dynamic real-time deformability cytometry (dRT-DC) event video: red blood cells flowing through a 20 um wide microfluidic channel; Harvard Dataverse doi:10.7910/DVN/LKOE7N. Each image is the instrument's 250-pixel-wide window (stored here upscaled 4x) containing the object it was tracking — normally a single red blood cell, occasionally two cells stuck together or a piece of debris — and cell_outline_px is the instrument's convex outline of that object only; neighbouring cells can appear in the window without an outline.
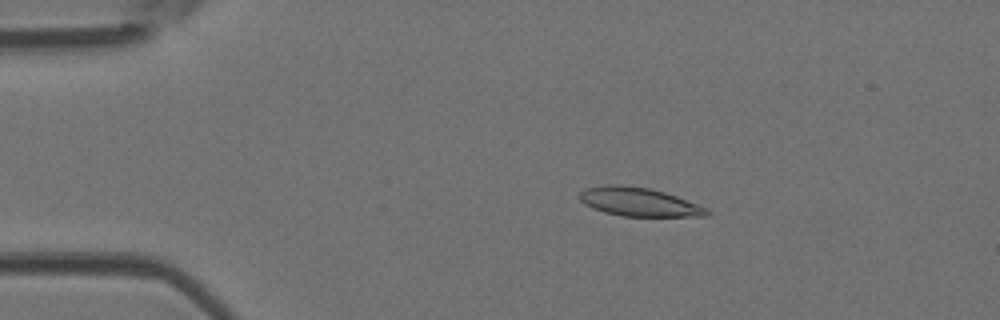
{"species": "Egyptian fruit bat (a non-hibernating species)", "species_latin": "Rousettus aegyptiacus", "temperature_condition": "room temperature", "stored_images_in_passage": 4, "camera_frame_rate_fps": 3000, "um_per_image_px": 0.085, "animal": {"sex": "female"}, "frame": {"image": 1, "passage_image": 2, "time_ms": 0.333, "image_size_px": [1000, 320], "cell_outline_px": [[712, 212], [708, 216], [620, 216], [604, 212], [592, 208], [584, 204], [580, 200], [580, 192], [588, 188], [604, 184], [620, 184], [648, 188], [664, 192], [676, 196], [708, 208]], "centroid_in_image_um": [54.31, 17.17], "position_along_channel_um": 30.7, "area_um2": 21.27}}
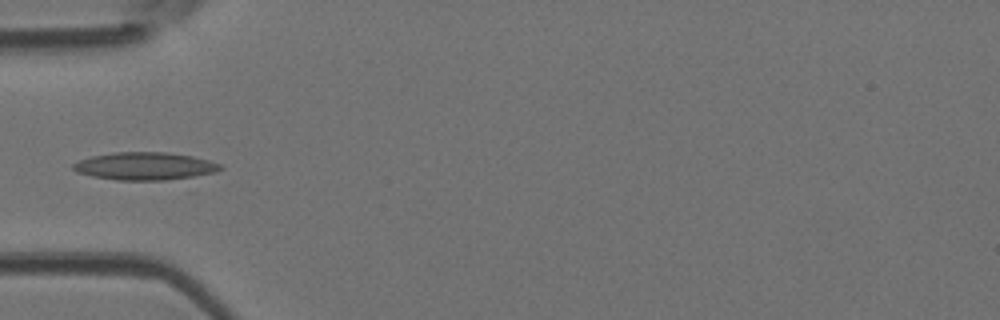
{"frame": {"image": 2, "passage_image": 4, "time_ms": 1.0, "image_size_px": [1000, 320], "cell_outline_px": [[224, 168], [216, 172], [184, 180], [116, 180], [92, 176], [76, 172], [72, 168], [72, 164], [80, 160], [92, 156], [112, 152], [164, 152], [192, 156], [208, 160], [220, 164]], "centroid_in_image_um": [12.36, 14.14], "position_along_channel_um": 72.6, "area_um2": 24.16}}